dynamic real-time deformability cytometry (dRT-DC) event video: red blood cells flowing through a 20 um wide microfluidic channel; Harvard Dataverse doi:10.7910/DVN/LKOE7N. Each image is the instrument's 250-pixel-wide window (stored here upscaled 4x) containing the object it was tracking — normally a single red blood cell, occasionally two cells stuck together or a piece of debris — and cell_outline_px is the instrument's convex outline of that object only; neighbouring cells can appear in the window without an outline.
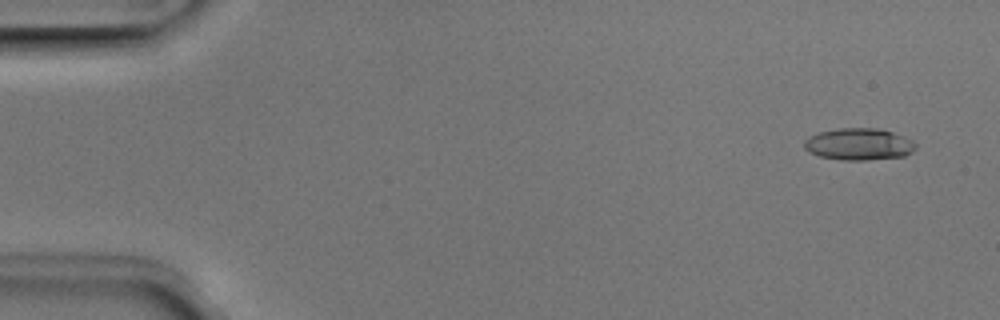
{"species": "Egyptian fruit bat (a non-hibernating species)", "species_latin": "Rousettus aegyptiacus", "temperature_condition": "room temperature", "stored_images_in_passage": 6, "camera_frame_rate_fps": 3000, "um_per_image_px": 0.085, "animal": {"sex": "male"}, "frame": {"image": 1, "passage_image": 1, "time_ms": 0.0, "image_size_px": [1000, 320], "cell_outline_px": [[916, 148], [912, 152], [904, 156], [868, 160], [840, 160], [820, 156], [808, 152], [804, 148], [804, 140], [808, 136], [820, 132], [836, 128], [876, 128], [892, 132], [912, 140], [916, 144]], "centroid_in_image_um": [72.98, 12.26], "position_along_channel_um": 12.0, "area_um2": 20.81}}
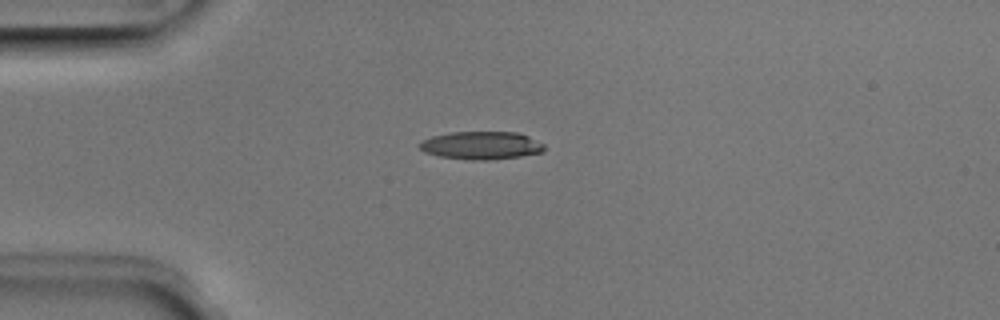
{"frame": {"image": 2, "passage_image": 3, "time_ms": 0.667, "image_size_px": [1000, 320], "cell_outline_px": [[544, 152], [520, 156], [488, 160], [472, 160], [440, 156], [424, 152], [416, 144], [420, 140], [432, 136], [452, 132], [520, 132], [544, 144]], "centroid_in_image_um": [40.89, 12.35], "position_along_channel_um": 44.1, "area_um2": 20.4}}
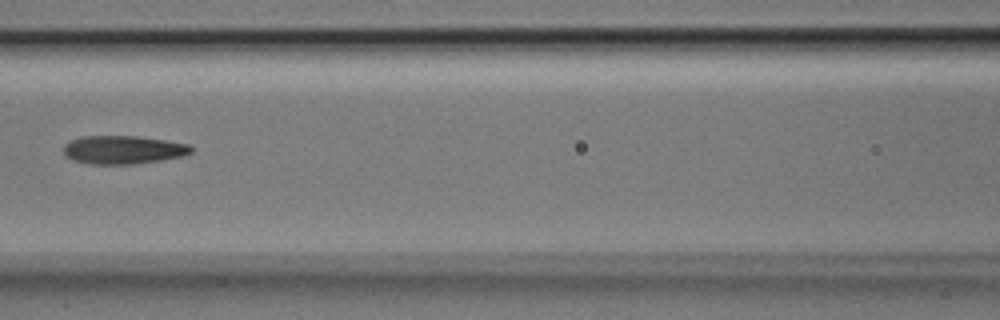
{"frame": {"image": 3, "passage_image": 6, "time_ms": 1.667, "image_size_px": [1000, 320], "cell_outline_px": [[192, 152], [184, 156], [160, 160], [132, 164], [92, 164], [72, 160], [64, 152], [64, 144], [68, 140], [80, 136], [136, 136], [192, 144]], "centroid_in_image_um": [10.47, 12.72], "position_along_channel_um": 156.1, "area_um2": 21.15}}